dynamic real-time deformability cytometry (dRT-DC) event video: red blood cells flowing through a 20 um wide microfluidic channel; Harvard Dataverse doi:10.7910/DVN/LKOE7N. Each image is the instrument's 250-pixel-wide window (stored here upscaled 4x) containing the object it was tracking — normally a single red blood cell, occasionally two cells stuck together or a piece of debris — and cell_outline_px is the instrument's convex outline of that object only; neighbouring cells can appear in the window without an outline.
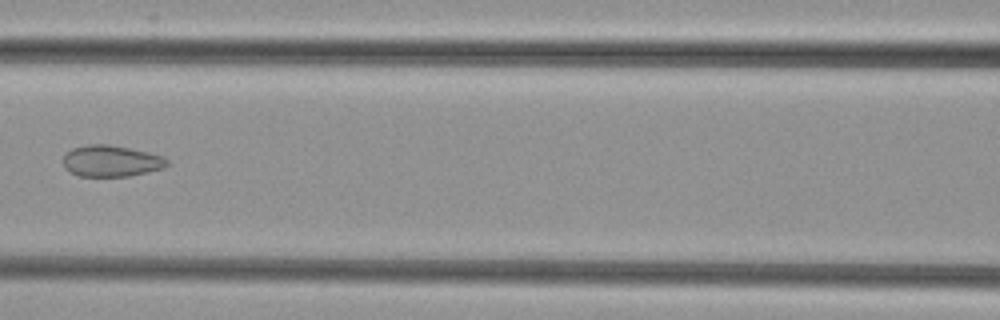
{"species": "common noctule bat (a hibernating species)", "species_latin": "Nyctalus noctula", "temperature_condition": "cold", "stored_images_in_passage": 7, "camera_frame_rate_fps": 3000, "um_per_image_px": 0.085, "animal": {"sex": "female", "body_mass_g": 29.2, "forearm_length_mm": 56.3}, "frame": {"image": 1, "passage_image": 6, "time_ms": 1.667, "image_size_px": [1000, 320], "cell_outline_px": [[168, 164], [164, 168], [128, 176], [80, 176], [68, 172], [64, 168], [64, 156], [72, 148], [88, 144], [108, 144], [148, 152], [164, 156], [168, 160]], "centroid_in_image_um": [9.44, 13.68], "position_along_channel_um": 157.2, "area_um2": 18.96}}
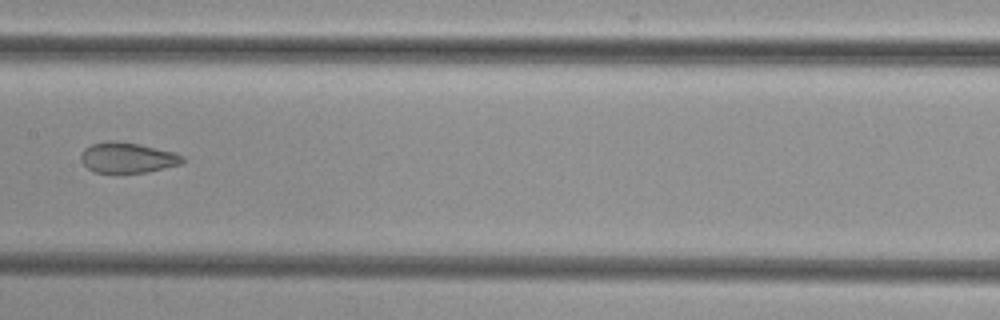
{"frame": {"image": 2, "passage_image": 7, "time_ms": 2.0, "image_size_px": [1000, 320], "cell_outline_px": [[184, 160], [180, 164], [148, 172], [96, 172], [88, 168], [80, 160], [80, 156], [84, 148], [92, 144], [108, 140], [116, 140], [140, 144], [176, 152], [184, 156]], "centroid_in_image_um": [10.84, 13.38], "position_along_channel_um": 196.6, "area_um2": 18.09}}